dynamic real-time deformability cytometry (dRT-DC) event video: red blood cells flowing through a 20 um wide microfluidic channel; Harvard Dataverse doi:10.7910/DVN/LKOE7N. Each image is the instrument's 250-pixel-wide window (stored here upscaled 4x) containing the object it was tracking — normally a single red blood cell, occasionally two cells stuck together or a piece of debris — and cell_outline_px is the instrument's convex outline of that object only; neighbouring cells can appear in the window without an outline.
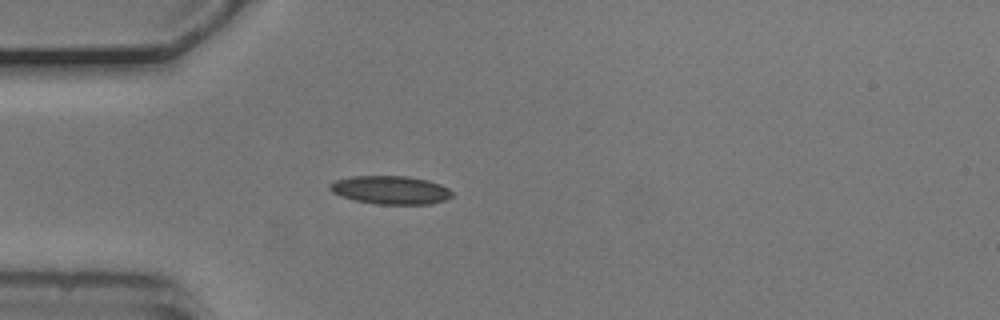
{"species": "common noctule bat (a hibernating species)", "species_latin": "Nyctalus noctula", "temperature_condition": "cold", "stored_images_in_passage": 40, "camera_frame_rate_fps": 3000, "um_per_image_px": 0.085, "animal": {"sex": "male", "body_mass_g": 20.5, "forearm_length_mm": 52.5}, "frame": {"image": 1, "passage_image": 1, "time_ms": 0.0, "image_size_px": [1000, 320], "cell_outline_px": [[452, 196], [444, 200], [432, 204], [376, 204], [356, 200], [340, 196], [332, 192], [328, 188], [328, 184], [336, 180], [352, 176], [408, 176], [428, 180], [440, 184], [448, 188], [452, 192]], "centroid_in_image_um": [33.18, 16.15], "position_along_channel_um": 51.8, "area_um2": 20.23}}
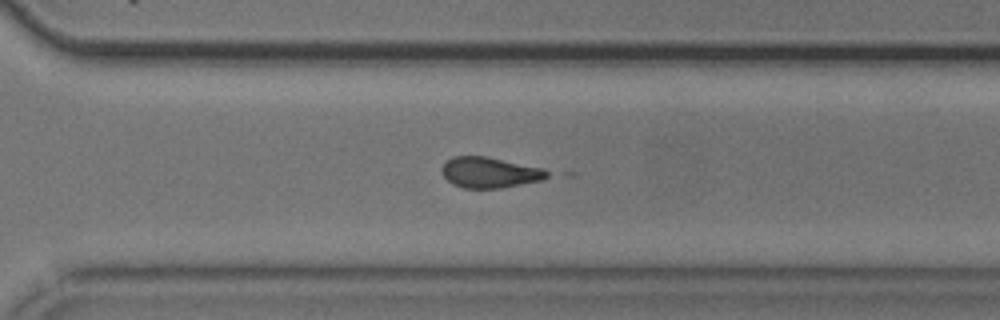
{"frame": {"image": 2, "passage_image": 24, "time_ms": 7.667, "image_size_px": [1000, 320], "cell_outline_px": [[552, 176], [544, 180], [500, 188], [464, 188], [452, 184], [444, 176], [440, 168], [452, 156], [488, 156], [544, 168], [552, 172]], "centroid_in_image_um": [41.7, 14.65], "position_along_channel_um": 328.9, "area_um2": 19.19}}
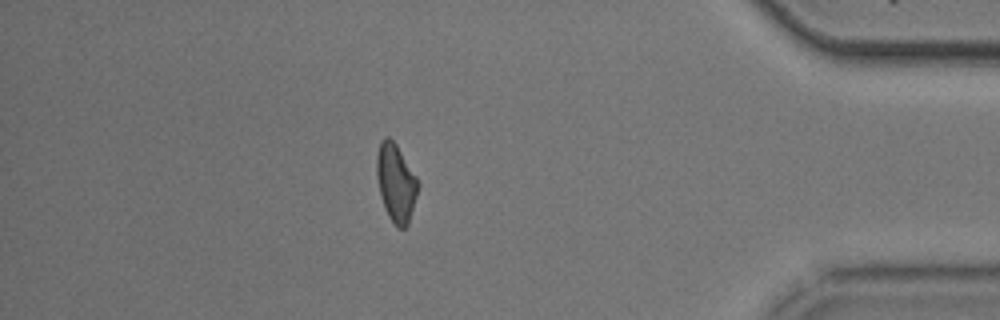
{"frame": {"image": 3, "passage_image": 33, "time_ms": 10.667, "image_size_px": [1000, 320], "cell_outline_px": [[416, 196], [408, 224], [404, 228], [396, 228], [388, 216], [380, 196], [376, 176], [376, 156], [380, 140], [384, 136], [388, 136], [396, 144], [416, 176]], "centroid_in_image_um": [33.6, 15.52], "position_along_channel_um": 401.6, "area_um2": 18.55}, "authors_computed_cell_mechanics": {"area_um2": 19.2185, "velocity_mm_per_s": 3.734, "shape_relaxation_time_tau1_ms": null, "shape_relaxation_time_tau2_ms": 1.9059, "deformation_change_tau1": null, "deformation_change_tau2": 0.0968}}